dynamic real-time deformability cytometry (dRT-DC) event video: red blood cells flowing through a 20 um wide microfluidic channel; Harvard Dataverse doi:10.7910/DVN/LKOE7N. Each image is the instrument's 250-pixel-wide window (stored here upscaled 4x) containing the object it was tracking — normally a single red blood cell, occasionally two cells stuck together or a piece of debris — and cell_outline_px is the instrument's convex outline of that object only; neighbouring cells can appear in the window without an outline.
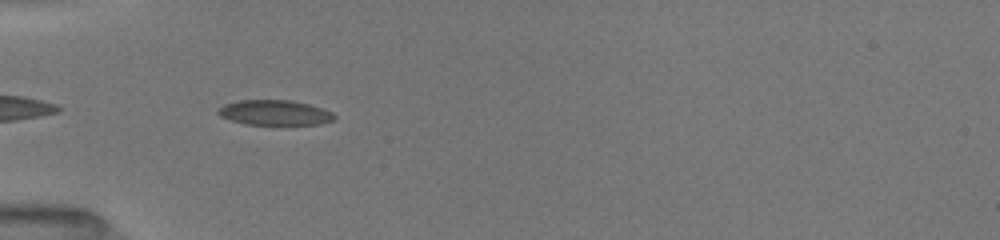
{"species": "common noctule bat (a hibernating species)", "species_latin": "Nyctalus noctula", "temperature_condition": "room temperature", "stored_images_in_passage": 32, "camera_frame_rate_fps": 3000, "um_per_image_px": 0.085, "animal": {"sex": "female", "body_mass_g": 19.5, "forearm_length_mm": 54.1}, "frame": {"image": 1, "passage_image": 2, "time_ms": 0.333, "image_size_px": [1000, 240], "cell_outline_px": [[336, 116], [332, 120], [320, 124], [244, 124], [220, 116], [216, 112], [216, 108], [224, 104], [240, 100], [292, 100], [324, 108], [332, 112]], "centroid_in_image_um": [23.33, 9.56], "position_along_channel_um": 61.7, "area_um2": 16.99}}
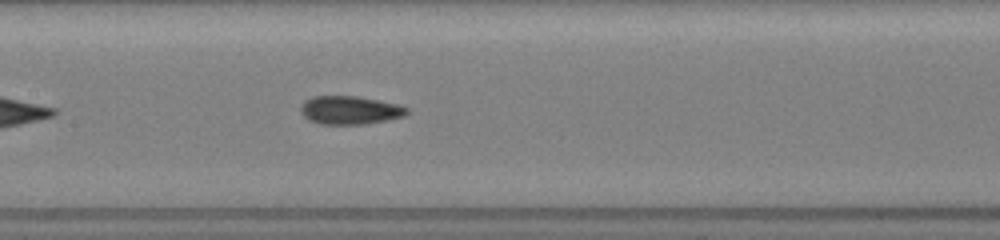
{"frame": {"image": 2, "passage_image": 11, "time_ms": 3.333, "image_size_px": [1000, 240], "cell_outline_px": [[408, 112], [404, 116], [388, 120], [364, 124], [320, 124], [308, 120], [300, 112], [300, 108], [304, 100], [312, 96], [356, 96], [400, 104], [408, 108]], "centroid_in_image_um": [29.73, 9.36], "position_along_channel_um": 177.7, "area_um2": 17.69}}
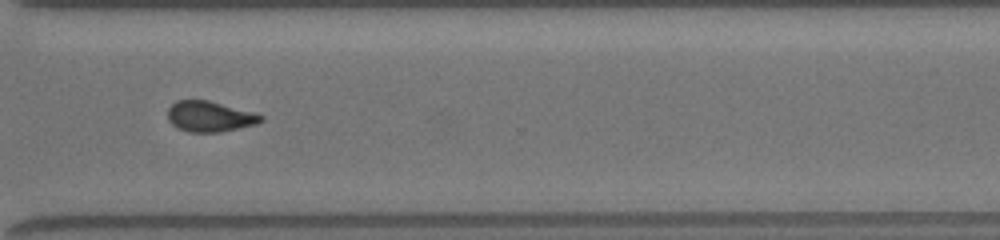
{"frame": {"image": 3, "passage_image": 24, "time_ms": 7.667, "image_size_px": [1000, 240], "cell_outline_px": [[264, 120], [256, 124], [220, 132], [188, 132], [176, 128], [168, 120], [168, 108], [176, 100], [208, 100], [256, 112], [264, 116]], "centroid_in_image_um": [17.84, 9.9], "position_along_channel_um": 352.8, "area_um2": 16.82}, "authors_computed_cell_mechanics": {"area_um2": 16.8776, "velocity_mm_per_s": 4.0511, "shape_relaxation_time_tau1_ms": 4.9614, "shape_relaxation_time_tau2_ms": 1.6834, "deformation_change_tau1": 0.1517, "deformation_change_tau2": 0.0762}}